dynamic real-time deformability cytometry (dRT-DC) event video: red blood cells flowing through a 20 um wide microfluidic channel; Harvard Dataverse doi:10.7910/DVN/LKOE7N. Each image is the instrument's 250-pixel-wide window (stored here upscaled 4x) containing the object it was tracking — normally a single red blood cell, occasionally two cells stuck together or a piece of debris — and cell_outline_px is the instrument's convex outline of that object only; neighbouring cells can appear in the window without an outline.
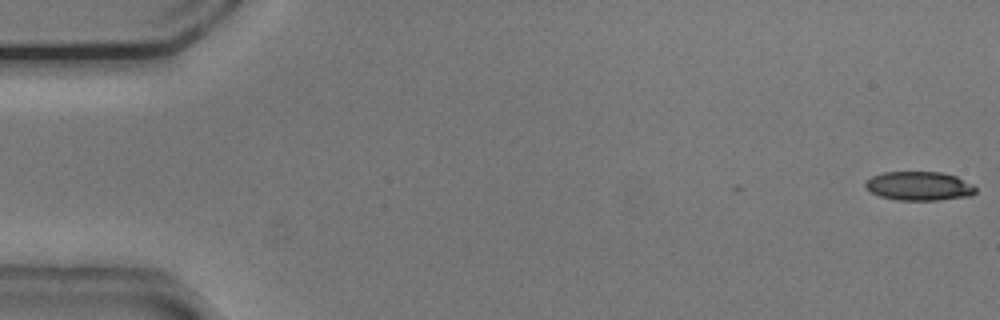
{"species": "common noctule bat (a hibernating species)", "species_latin": "Nyctalus noctula", "temperature_condition": "cold", "stored_images_in_passage": 7, "camera_frame_rate_fps": 3000, "um_per_image_px": 0.085, "animal": {"sex": "male", "body_mass_g": 20.5, "forearm_length_mm": 52.5}, "frame": {"image": 1, "passage_image": 1, "time_ms": 0.0, "image_size_px": [1000, 320], "cell_outline_px": [[976, 192], [972, 196], [940, 200], [896, 200], [880, 196], [864, 188], [864, 184], [872, 176], [884, 172], [944, 172], [956, 176], [972, 184], [976, 188]], "centroid_in_image_um": [78.14, 15.81], "position_along_channel_um": 6.9, "area_um2": 18.73}}